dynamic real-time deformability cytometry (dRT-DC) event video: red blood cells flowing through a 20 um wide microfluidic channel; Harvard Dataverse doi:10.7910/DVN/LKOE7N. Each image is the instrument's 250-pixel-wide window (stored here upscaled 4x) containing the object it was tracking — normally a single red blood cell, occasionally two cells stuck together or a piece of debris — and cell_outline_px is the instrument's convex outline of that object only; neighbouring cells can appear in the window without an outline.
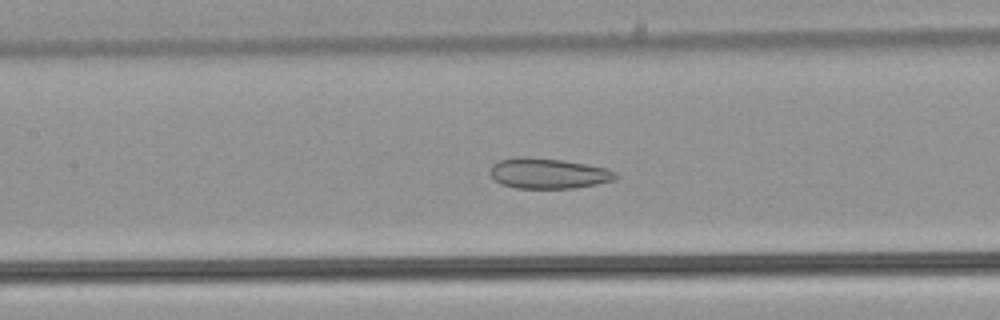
{"species": "common noctule bat (a hibernating species)", "species_latin": "Nyctalus noctula", "temperature_condition": "warm", "stored_images_in_passage": 24, "camera_frame_rate_fps": 3000, "um_per_image_px": 0.085, "animal": {"sex": "male", "body_mass_g": 21.5, "forearm_length_mm": 52.0}, "frame": {"image": 1, "passage_image": 10, "time_ms": 3.0, "image_size_px": [1000, 320], "cell_outline_px": [[620, 176], [612, 180], [596, 184], [572, 188], [516, 188], [500, 184], [492, 176], [492, 164], [500, 160], [524, 156], [560, 160], [584, 164], [604, 168], [616, 172]], "centroid_in_image_um": [46.6, 14.74], "position_along_channel_um": 160.8, "area_um2": 21.85}}
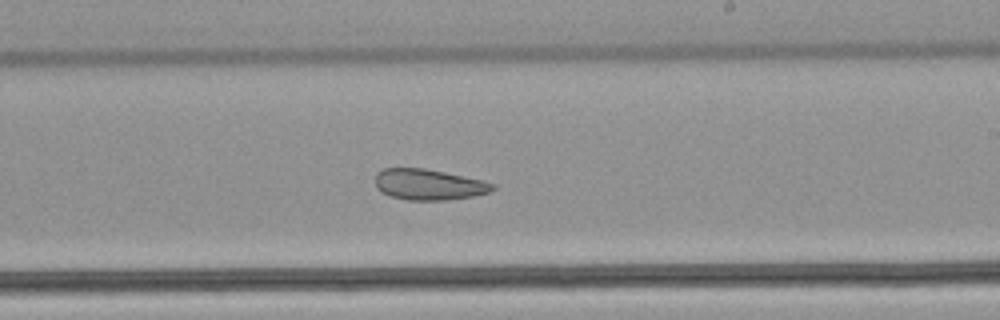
{"frame": {"image": 2, "passage_image": 17, "time_ms": 5.333, "image_size_px": [1000, 320], "cell_outline_px": [[496, 188], [488, 192], [472, 196], [448, 200], [408, 200], [392, 196], [380, 192], [376, 188], [376, 172], [384, 168], [424, 168], [444, 172], [480, 180], [496, 184]], "centroid_in_image_um": [36.41, 15.68], "position_along_channel_um": 252.6, "area_um2": 20.98}}
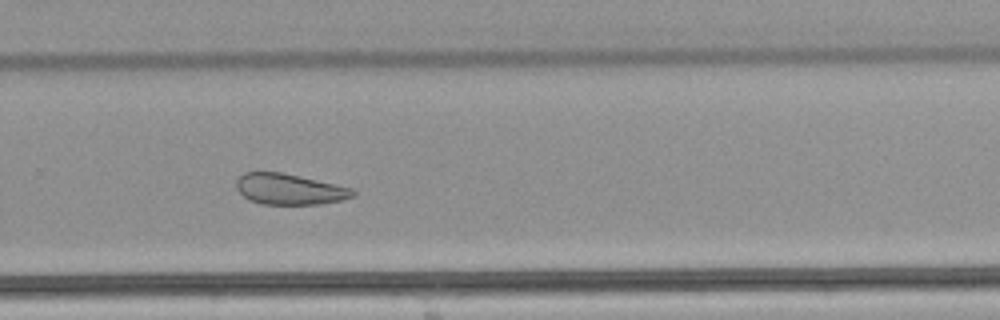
{"frame": {"image": 3, "passage_image": 21, "time_ms": 6.667, "image_size_px": [1000, 320], "cell_outline_px": [[356, 196], [340, 200], [320, 204], [260, 204], [248, 200], [236, 188], [236, 180], [244, 172], [280, 172], [336, 184], [352, 188], [356, 192]], "centroid_in_image_um": [24.6, 16.08], "position_along_channel_um": 305.2, "area_um2": 20.92}}